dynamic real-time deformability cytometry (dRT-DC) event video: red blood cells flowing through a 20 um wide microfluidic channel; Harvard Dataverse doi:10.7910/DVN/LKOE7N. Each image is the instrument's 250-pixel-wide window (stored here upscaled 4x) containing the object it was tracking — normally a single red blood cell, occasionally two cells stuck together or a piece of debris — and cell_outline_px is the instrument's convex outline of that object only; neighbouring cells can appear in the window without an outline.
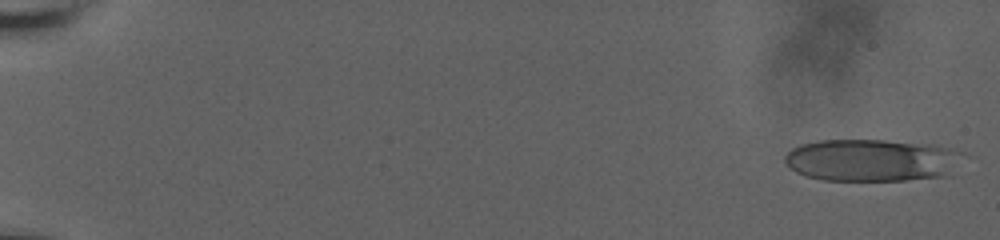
{"species": "human", "species_latin": "Homo sapiens", "temperature_condition": "room temperature", "stored_images_in_passage": 26, "camera_frame_rate_fps": 3000, "um_per_image_px": 0.085, "donor": {"sex": "male"}, "frame": {"image": 1, "passage_image": 1, "time_ms": 0.0, "image_size_px": [1000, 240], "cell_outline_px": [[968, 156], [952, 176], [904, 180], [824, 180], [808, 176], [796, 172], [788, 168], [784, 160], [784, 156], [792, 148], [800, 144], [820, 140], [884, 140], [932, 144], [952, 148], [964, 152]], "centroid_in_image_um": [74.23, 13.61], "position_along_channel_um": 10.8, "area_um2": 44.91}}
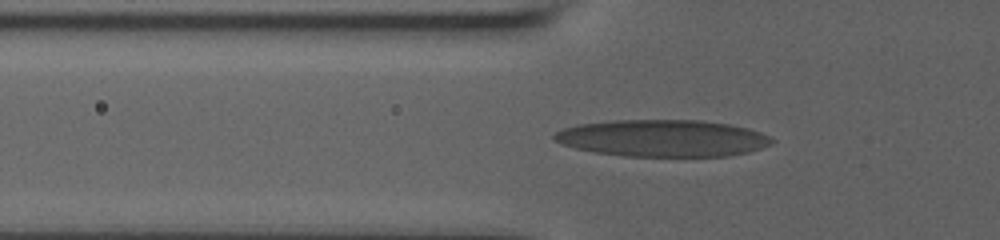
{"frame": {"image": 2, "passage_image": 22, "time_ms": 7.0, "image_size_px": [1000, 240], "cell_outline_px": [[776, 140], [772, 144], [748, 152], [728, 156], [624, 156], [592, 152], [560, 144], [552, 140], [552, 136], [556, 132], [564, 128], [576, 124], [616, 120], [700, 120], [728, 124], [748, 128], [772, 136]], "centroid_in_image_um": [56.32, 11.74], "position_along_channel_um": 69.5, "area_um2": 47.11}}
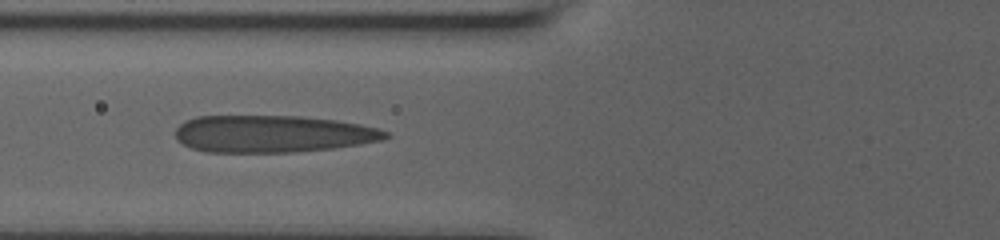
{"frame": {"image": 3, "passage_image": 25, "time_ms": 8.0, "image_size_px": [1000, 240], "cell_outline_px": [[392, 136], [380, 140], [360, 144], [332, 148], [296, 152], [208, 152], [192, 148], [176, 140], [176, 128], [184, 120], [196, 116], [300, 116], [336, 120], [360, 124], [380, 128], [388, 132]], "centroid_in_image_um": [23.18, 11.37], "position_along_channel_um": 102.6, "area_um2": 45.66}}